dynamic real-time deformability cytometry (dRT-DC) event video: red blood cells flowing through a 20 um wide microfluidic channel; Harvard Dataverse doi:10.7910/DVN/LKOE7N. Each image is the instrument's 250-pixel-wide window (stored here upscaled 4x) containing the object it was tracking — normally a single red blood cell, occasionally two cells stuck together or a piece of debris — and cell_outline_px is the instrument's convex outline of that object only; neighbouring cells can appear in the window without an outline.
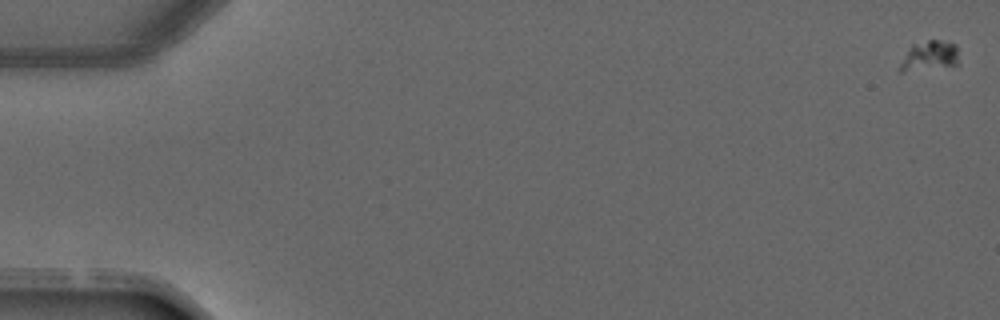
{"species": "common noctule bat (a hibernating species)", "species_latin": "Nyctalus noctula", "temperature_condition": "warm", "stored_images_in_passage": 4, "camera_frame_rate_fps": 3000, "um_per_image_px": 0.085, "animal": {"sex": "male", "forearm_length_mm": 52.5}, "frame": {"image": 1, "passage_image": 1, "time_ms": 0.0, "image_size_px": [1000, 320], "cell_outline_px": [[960, 64], [900, 72], [900, 64], [912, 44], [928, 40], [940, 40], [956, 44]], "centroid_in_image_um": [79.05, 4.73], "position_along_channel_um": 5.9, "area_um2": 10.06}}